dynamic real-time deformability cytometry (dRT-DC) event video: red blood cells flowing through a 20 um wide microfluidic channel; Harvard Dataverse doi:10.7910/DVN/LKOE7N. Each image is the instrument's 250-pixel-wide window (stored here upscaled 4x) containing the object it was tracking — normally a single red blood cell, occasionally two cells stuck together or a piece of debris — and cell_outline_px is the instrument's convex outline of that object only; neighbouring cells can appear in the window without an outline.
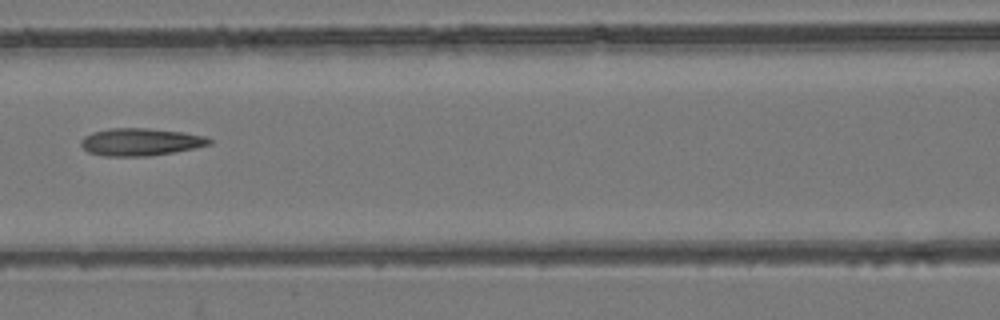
{"species": "common noctule bat (a hibernating species)", "species_latin": "Nyctalus noctula", "temperature_condition": "room temperature", "stored_images_in_passage": 5, "camera_frame_rate_fps": 3000, "um_per_image_px": 0.085, "animal": {"sex": "female", "body_mass_g": 24.6, "forearm_length_mm": 56.2}, "frame": {"image": 1, "passage_image": 5, "time_ms": 1.333, "image_size_px": [1000, 320], "cell_outline_px": [[212, 144], [172, 152], [148, 156], [108, 156], [88, 152], [80, 144], [80, 140], [84, 136], [92, 132], [108, 128], [148, 128], [184, 132], [204, 136], [212, 140]], "centroid_in_image_um": [11.92, 12.05], "position_along_channel_um": 154.7, "area_um2": 20.46}}